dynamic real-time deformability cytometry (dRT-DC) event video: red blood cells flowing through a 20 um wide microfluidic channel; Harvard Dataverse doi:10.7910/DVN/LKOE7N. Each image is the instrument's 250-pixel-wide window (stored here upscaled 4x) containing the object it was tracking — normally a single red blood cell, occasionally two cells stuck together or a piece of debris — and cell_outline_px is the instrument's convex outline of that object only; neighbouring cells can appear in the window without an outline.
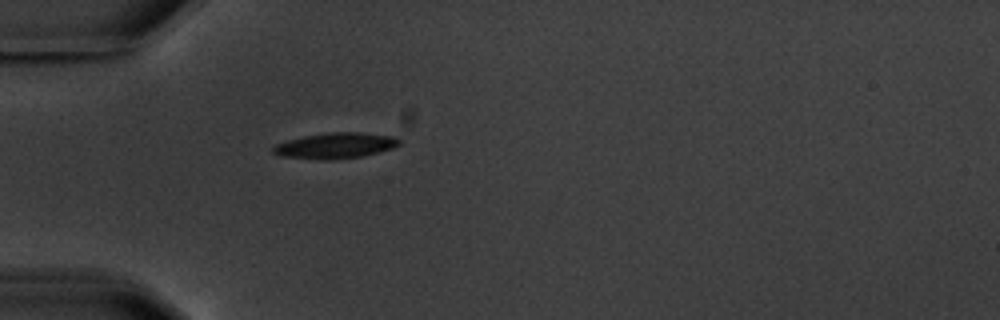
{"species": "common noctule bat (a hibernating species)", "species_latin": "Nyctalus noctula", "temperature_condition": "warm", "stored_images_in_passage": 1, "camera_frame_rate_fps": 3000, "um_per_image_px": 0.085, "animal": {"sex": "male", "body_mass_g": 20.1, "forearm_length_mm": 53.5}, "frame": {"image": 1, "passage_image": 1, "time_ms": 0.0, "image_size_px": [1000, 320], "cell_outline_px": [[400, 144], [392, 148], [360, 156], [324, 160], [284, 156], [272, 152], [272, 148], [276, 144], [288, 140], [304, 136], [328, 132], [360, 132], [392, 136], [400, 140]], "centroid_in_image_um": [28.5, 12.36], "position_along_channel_um": 56.5, "area_um2": 18.5}}